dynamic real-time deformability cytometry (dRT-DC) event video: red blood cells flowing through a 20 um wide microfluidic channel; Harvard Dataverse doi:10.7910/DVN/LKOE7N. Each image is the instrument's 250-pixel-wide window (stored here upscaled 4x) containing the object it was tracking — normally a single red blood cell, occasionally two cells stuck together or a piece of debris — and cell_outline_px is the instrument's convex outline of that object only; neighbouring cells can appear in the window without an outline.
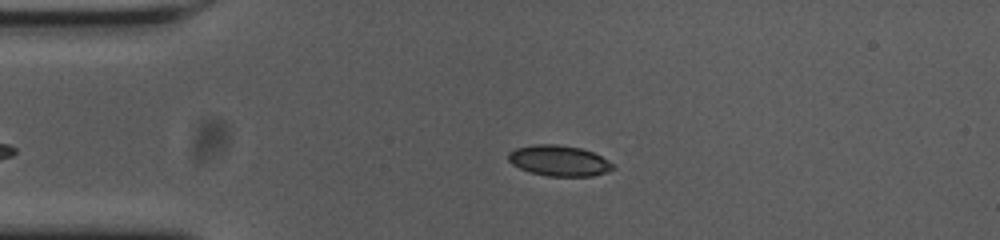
{"species": "common noctule bat (a hibernating species)", "species_latin": "Nyctalus noctula", "temperature_condition": "cold", "stored_images_in_passage": 47, "camera_frame_rate_fps": 3000, "um_per_image_px": 0.085, "animal": {"sex": "female", "body_mass_g": 23.0, "forearm_length_mm": 53.4}, "frame": {"image": 1, "passage_image": 4, "time_ms": 1.0, "image_size_px": [1000, 240], "cell_outline_px": [[616, 168], [592, 176], [548, 176], [528, 172], [512, 164], [508, 160], [508, 152], [516, 148], [532, 144], [556, 144], [580, 148], [592, 152], [616, 164]], "centroid_in_image_um": [47.51, 13.66], "position_along_channel_um": 37.5, "area_um2": 18.79}}
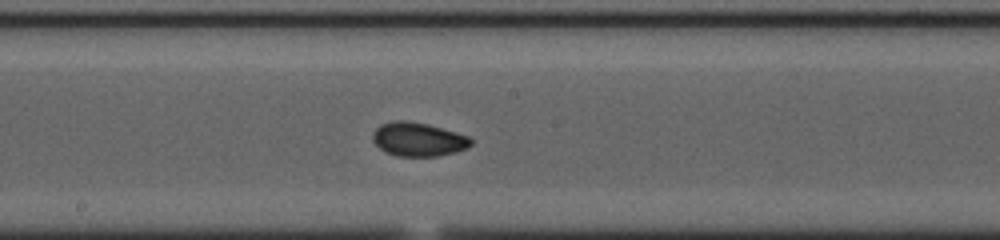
{"frame": {"image": 2, "passage_image": 21, "time_ms": 6.667, "image_size_px": [1000, 240], "cell_outline_px": [[472, 144], [468, 148], [456, 152], [436, 156], [396, 156], [380, 148], [372, 140], [372, 132], [380, 124], [392, 120], [408, 120], [428, 124], [456, 132], [468, 136], [472, 140]], "centroid_in_image_um": [35.54, 11.83], "position_along_channel_um": 212.7, "area_um2": 19.48}}
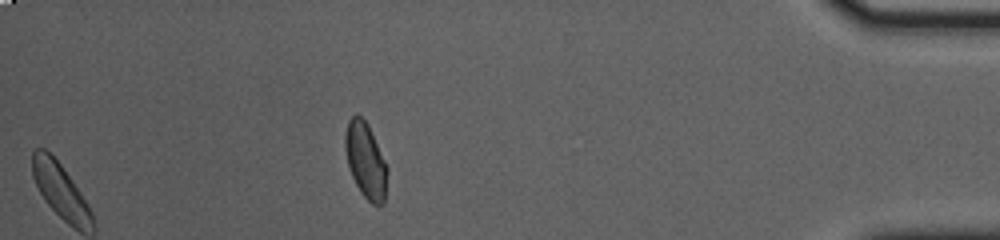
{"frame": {"image": 3, "passage_image": 41, "time_ms": 13.333, "image_size_px": [1000, 240], "cell_outline_px": [[384, 204], [372, 204], [360, 192], [352, 176], [348, 164], [344, 148], [344, 136], [348, 120], [352, 116], [360, 116], [368, 124], [384, 164]], "centroid_in_image_um": [30.99, 13.6], "position_along_channel_um": 404.2, "area_um2": 17.51}, "authors_computed_cell_mechanics": {"area_um2": 18.8428, "velocity_mm_per_s": 3.6225, "shape_relaxation_time_tau1_ms": 7.457, "shape_relaxation_time_tau2_ms": 0.9832, "deformation_change_tau1": 0.1474, "deformation_change_tau2": 0.0345}}